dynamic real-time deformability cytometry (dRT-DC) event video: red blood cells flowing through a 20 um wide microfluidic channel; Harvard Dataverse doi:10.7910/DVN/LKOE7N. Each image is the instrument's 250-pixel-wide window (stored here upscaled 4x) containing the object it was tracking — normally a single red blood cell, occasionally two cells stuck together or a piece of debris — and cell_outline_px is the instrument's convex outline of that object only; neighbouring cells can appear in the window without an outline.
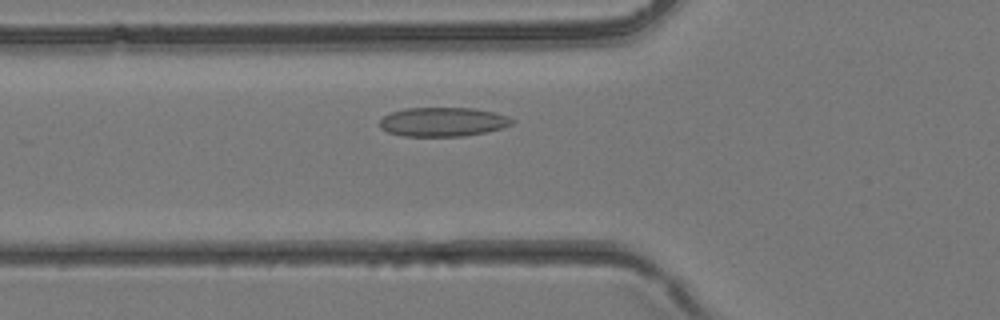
{"species": "common noctule bat (a hibernating species)", "species_latin": "Nyctalus noctula", "temperature_condition": "room temperature", "stored_images_in_passage": 34, "camera_frame_rate_fps": 3000, "um_per_image_px": 0.085, "animal": {"sex": "female", "body_mass_g": 24.6, "forearm_length_mm": 56.2}, "frame": {"image": 1, "passage_image": 9, "time_ms": 2.667, "image_size_px": [1000, 320], "cell_outline_px": [[516, 120], [512, 124], [504, 128], [464, 136], [404, 136], [388, 132], [380, 128], [380, 120], [384, 116], [392, 112], [404, 108], [472, 108], [492, 112], [508, 116]], "centroid_in_image_um": [37.66, 10.36], "position_along_channel_um": 88.1, "area_um2": 22.43}}
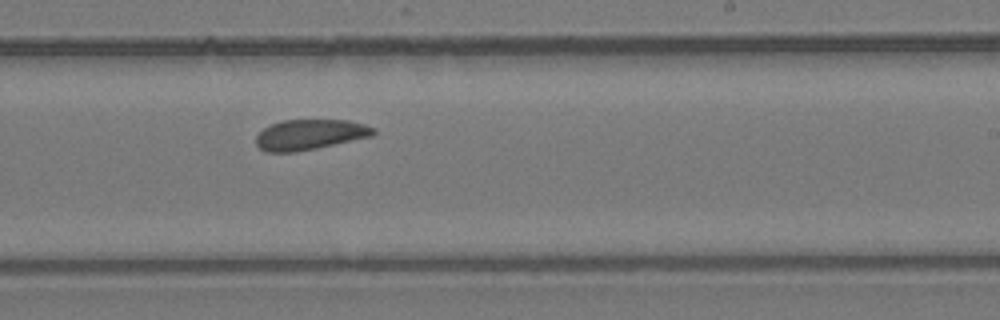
{"frame": {"image": 2, "passage_image": 19, "time_ms": 6.0, "image_size_px": [1000, 320], "cell_outline_px": [[376, 132], [372, 136], [316, 148], [296, 152], [268, 152], [260, 148], [256, 144], [256, 136], [264, 128], [272, 124], [284, 120], [348, 120], [364, 124], [376, 128]], "centroid_in_image_um": [26.35, 11.44], "position_along_channel_um": 262.6, "area_um2": 20.63}}
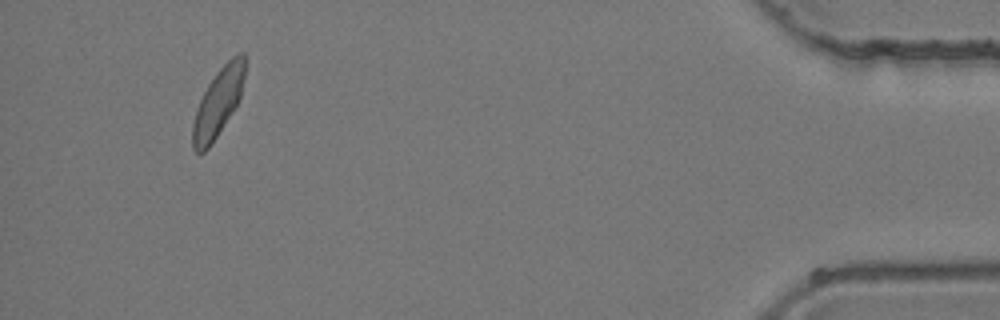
{"frame": {"image": 3, "passage_image": 32, "time_ms": 10.333, "image_size_px": [1000, 320], "cell_outline_px": [[244, 76], [240, 96], [232, 112], [208, 148], [204, 152], [196, 152], [192, 148], [192, 124], [196, 108], [208, 84], [216, 72], [232, 56], [240, 52], [244, 52]], "centroid_in_image_um": [18.51, 8.71], "position_along_channel_um": 416.7, "area_um2": 20.29}}